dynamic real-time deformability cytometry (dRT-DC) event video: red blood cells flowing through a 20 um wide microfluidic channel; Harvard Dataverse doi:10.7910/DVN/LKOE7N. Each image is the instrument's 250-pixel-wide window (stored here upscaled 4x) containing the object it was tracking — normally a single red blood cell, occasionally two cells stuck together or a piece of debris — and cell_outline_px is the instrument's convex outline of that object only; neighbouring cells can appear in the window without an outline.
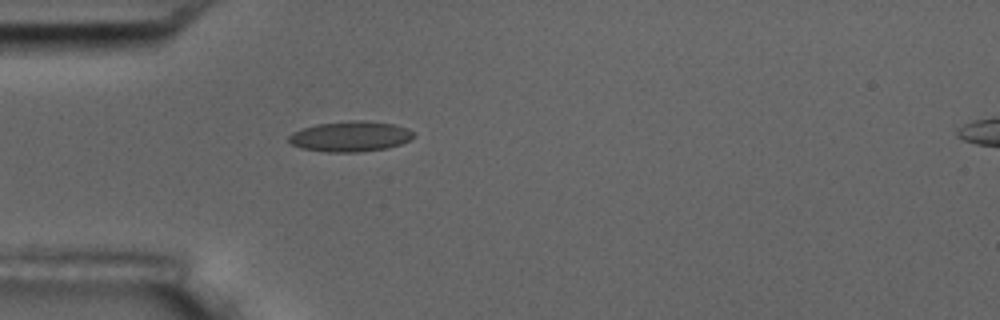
{"species": "common noctule bat (a hibernating species)", "species_latin": "Nyctalus noctula", "temperature_condition": "room temperature", "stored_images_in_passage": 41, "camera_frame_rate_fps": 3000, "um_per_image_px": 0.085, "animal": {"sex": "male", "body_mass_g": 17.5, "forearm_length_mm": 52.3}, "frame": {"image": 1, "passage_image": 1, "time_ms": 0.0, "image_size_px": [1000, 320], "cell_outline_px": [[416, 136], [412, 140], [388, 148], [356, 152], [328, 152], [300, 148], [292, 144], [288, 140], [288, 136], [292, 132], [300, 128], [316, 124], [348, 120], [364, 120], [392, 124], [408, 128]], "centroid_in_image_um": [29.77, 11.59], "position_along_channel_um": 55.2, "area_um2": 22.37}}
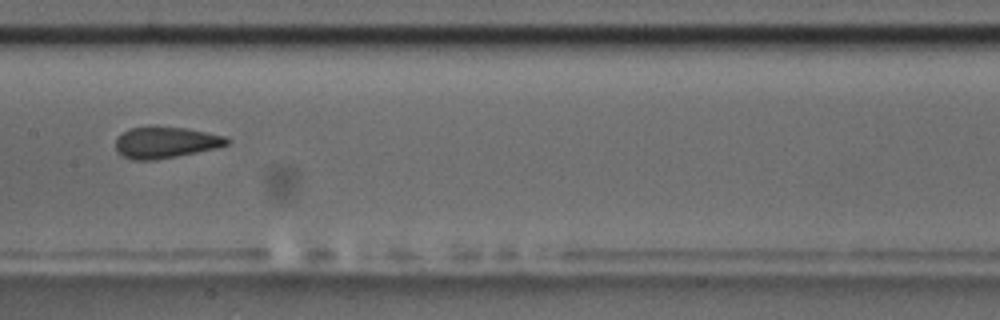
{"frame": {"image": 2, "passage_image": 13, "time_ms": 4.0, "image_size_px": [1000, 320], "cell_outline_px": [[232, 140], [228, 144], [216, 148], [156, 160], [132, 160], [124, 156], [116, 148], [116, 140], [128, 128], [188, 128], [228, 136]], "centroid_in_image_um": [14.15, 12.12], "position_along_channel_um": 193.2, "area_um2": 19.94}}
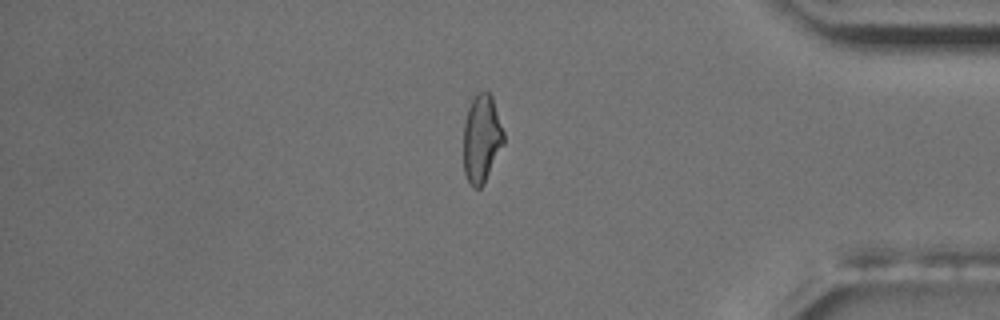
{"frame": {"image": 3, "passage_image": 32, "time_ms": 10.333, "image_size_px": [1000, 320], "cell_outline_px": [[504, 144], [484, 184], [480, 188], [472, 188], [464, 172], [464, 124], [468, 108], [472, 100], [480, 92], [488, 92], [492, 96], [504, 132]], "centroid_in_image_um": [40.95, 11.82], "position_along_channel_um": 394.3, "area_um2": 20.52}, "authors_computed_cell_mechanics": {"area_um2": 20.808, "velocity_mm_per_s": 3.6005, "shape_relaxation_time_tau1_ms": 10.6298, "shape_relaxation_time_tau2_ms": 1.4576, "deformation_change_tau1": 0.2117, "deformation_change_tau2": 0.0944}}